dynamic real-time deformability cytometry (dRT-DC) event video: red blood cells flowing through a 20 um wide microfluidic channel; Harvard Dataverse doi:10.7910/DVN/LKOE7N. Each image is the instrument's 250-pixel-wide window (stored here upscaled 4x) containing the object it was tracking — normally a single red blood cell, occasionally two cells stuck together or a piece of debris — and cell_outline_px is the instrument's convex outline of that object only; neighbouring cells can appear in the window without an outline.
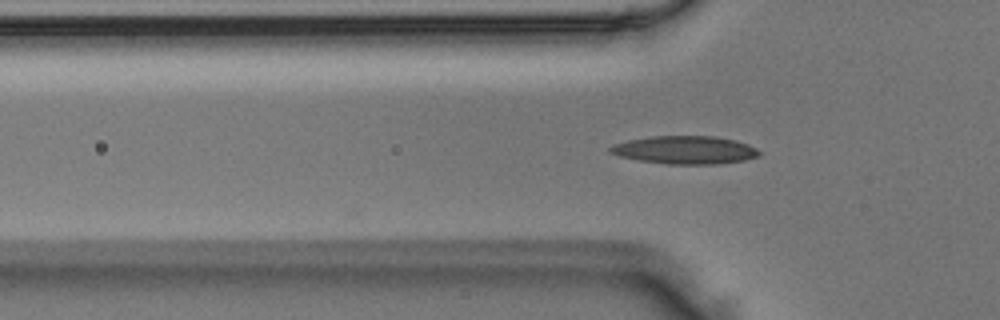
{"species": "Egyptian fruit bat (a non-hibernating species)", "species_latin": "Rousettus aegyptiacus", "temperature_condition": "room temperature", "stored_images_in_passage": 4, "camera_frame_rate_fps": 3000, "um_per_image_px": 0.085, "animal": {"sex": "male"}, "frame": {"image": 1, "passage_image": 4, "time_ms": 1.0, "image_size_px": [1000, 320], "cell_outline_px": [[760, 156], [744, 160], [716, 164], [668, 164], [640, 160], [620, 156], [608, 152], [608, 148], [612, 144], [628, 140], [652, 136], [716, 136], [736, 140], [748, 144], [756, 148], [760, 152]], "centroid_in_image_um": [58.23, 12.74], "position_along_channel_um": 67.6, "area_um2": 24.39}}